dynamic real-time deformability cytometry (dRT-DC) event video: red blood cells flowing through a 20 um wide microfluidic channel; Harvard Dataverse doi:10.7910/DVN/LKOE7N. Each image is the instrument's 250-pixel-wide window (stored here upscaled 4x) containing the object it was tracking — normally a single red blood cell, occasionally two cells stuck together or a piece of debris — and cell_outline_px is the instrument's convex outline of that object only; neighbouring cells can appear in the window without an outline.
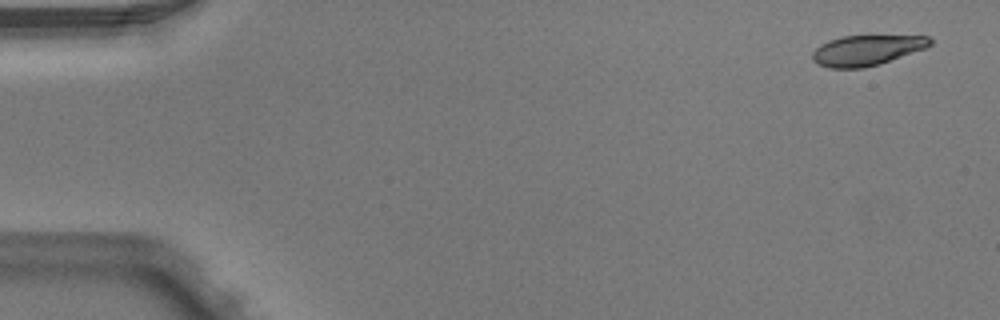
{"species": "Egyptian fruit bat (a non-hibernating species)", "species_latin": "Rousettus aegyptiacus", "temperature_condition": "warm", "stored_images_in_passage": 4, "camera_frame_rate_fps": 3000, "um_per_image_px": 0.085, "animal": {"sex": "male"}, "frame": {"image": 1, "passage_image": 1, "time_ms": 0.0, "image_size_px": [1000, 320], "cell_outline_px": [[932, 44], [924, 48], [880, 64], [864, 68], [828, 68], [816, 64], [812, 60], [812, 52], [820, 44], [828, 40], [840, 36], [928, 36], [932, 40]], "centroid_in_image_um": [73.6, 4.28], "position_along_channel_um": 11.4, "area_um2": 20.81}}